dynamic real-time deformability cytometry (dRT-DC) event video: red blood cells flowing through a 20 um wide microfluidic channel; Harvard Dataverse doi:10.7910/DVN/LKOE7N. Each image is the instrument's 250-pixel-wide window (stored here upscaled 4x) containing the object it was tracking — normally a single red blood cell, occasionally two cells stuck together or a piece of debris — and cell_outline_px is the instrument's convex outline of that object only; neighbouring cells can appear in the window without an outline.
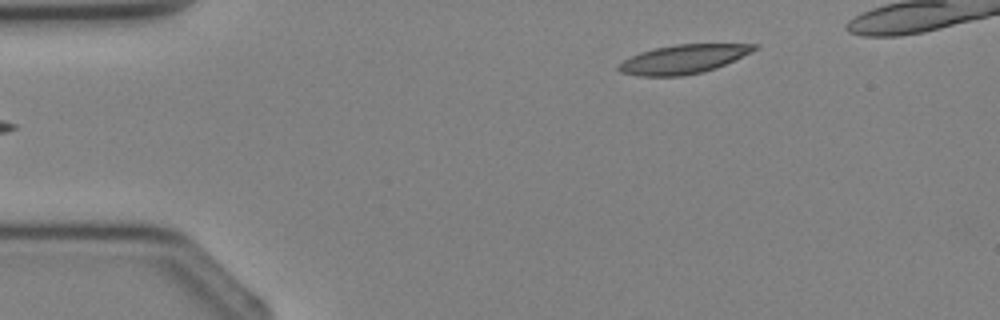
{"species": "Egyptian fruit bat (a non-hibernating species)", "species_latin": "Rousettus aegyptiacus", "temperature_condition": "cold", "stored_images_in_passage": 2, "camera_frame_rate_fps": 3000, "um_per_image_px": 0.085, "animal": {"sex": "female"}, "frame": {"image": 1, "passage_image": 2, "time_ms": 1.333, "image_size_px": [1000, 320], "cell_outline_px": [[760, 44], [752, 52], [716, 68], [704, 72], [680, 76], [640, 76], [620, 72], [616, 68], [624, 60], [640, 52], [656, 48], [676, 44]], "centroid_in_image_um": [58.08, 5.03], "position_along_channel_um": 26.9, "area_um2": 22.66}}